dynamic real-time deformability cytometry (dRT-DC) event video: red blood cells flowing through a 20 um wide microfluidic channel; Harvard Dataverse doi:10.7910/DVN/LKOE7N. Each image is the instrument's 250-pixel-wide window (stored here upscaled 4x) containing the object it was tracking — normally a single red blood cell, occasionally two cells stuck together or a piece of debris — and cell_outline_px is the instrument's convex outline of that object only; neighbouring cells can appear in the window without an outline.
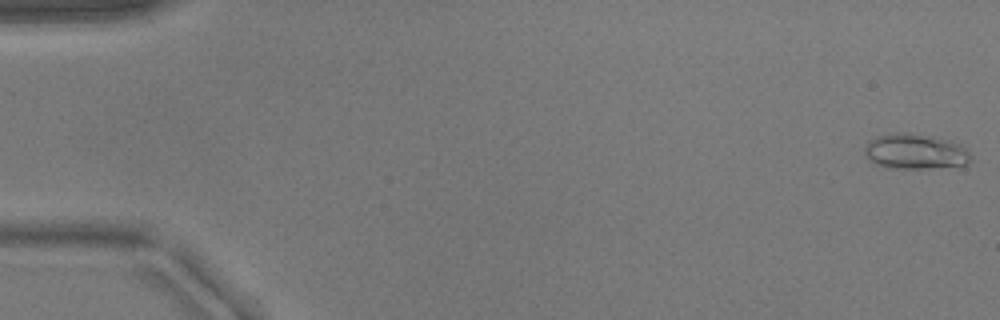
{"species": "common noctule bat (a hibernating species)", "species_latin": "Nyctalus noctula", "temperature_condition": "warm", "stored_images_in_passage": 12, "camera_frame_rate_fps": 3000, "um_per_image_px": 0.085, "animal": {"sex": "male", "body_mass_g": 17.9}, "frame": {"image": 1, "passage_image": 1, "time_ms": 0.0, "image_size_px": [1000, 320], "cell_outline_px": [[972, 160], [968, 164], [928, 168], [888, 168], [876, 164], [868, 160], [864, 152], [864, 148], [868, 140], [880, 136], [896, 132], [904, 132], [948, 140], [960, 144], [968, 148], [972, 156]], "centroid_in_image_um": [77.8, 12.89], "position_along_channel_um": 7.2, "area_um2": 21.85}}